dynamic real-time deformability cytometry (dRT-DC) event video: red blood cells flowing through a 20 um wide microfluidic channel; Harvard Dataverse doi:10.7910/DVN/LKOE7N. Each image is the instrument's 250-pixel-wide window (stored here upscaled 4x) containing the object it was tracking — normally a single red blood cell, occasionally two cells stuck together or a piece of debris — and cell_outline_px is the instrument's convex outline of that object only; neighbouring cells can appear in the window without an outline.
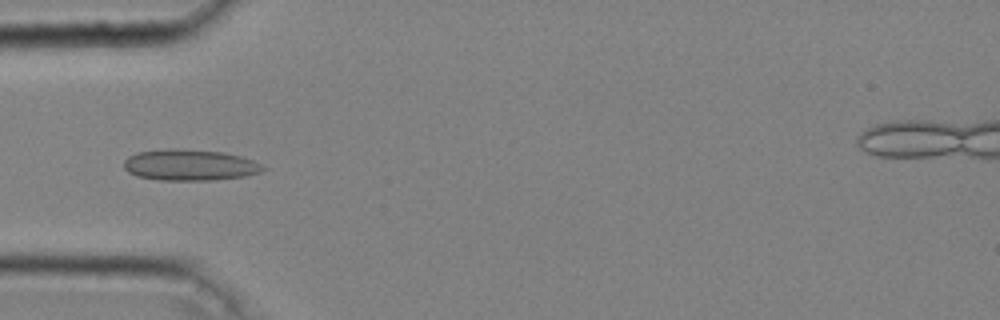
{"species": "common noctule bat (a hibernating species)", "species_latin": "Nyctalus noctula", "temperature_condition": "cold", "stored_images_in_passage": 42, "camera_frame_rate_fps": 3000, "um_per_image_px": 0.085, "animal": {"sex": "male", "body_mass_g": 20.4}, "frame": {"image": 1, "passage_image": 10, "time_ms": 3.0, "image_size_px": [1000, 320], "cell_outline_px": [[268, 168], [260, 172], [244, 176], [212, 180], [160, 180], [136, 176], [128, 172], [124, 168], [124, 160], [128, 156], [136, 152], [168, 148], [176, 148], [224, 152], [240, 156], [252, 160]], "centroid_in_image_um": [16.1, 14.02], "position_along_channel_um": 68.9, "area_um2": 25.37}}
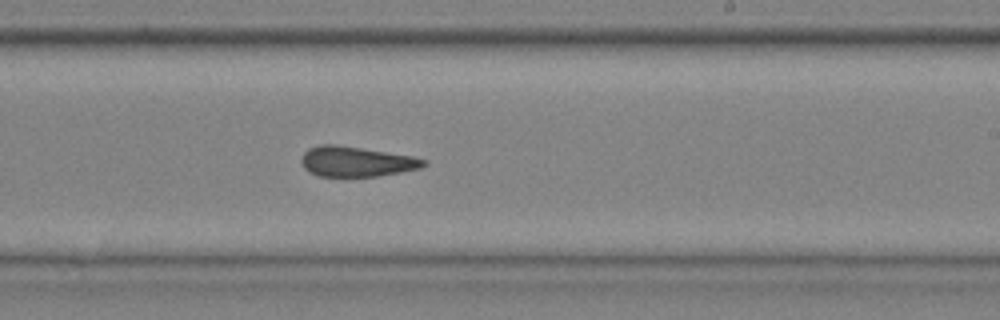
{"frame": {"image": 2, "passage_image": 24, "time_ms": 7.667, "image_size_px": [1000, 320], "cell_outline_px": [[428, 164], [420, 168], [400, 172], [376, 176], [320, 176], [308, 172], [304, 168], [300, 160], [304, 152], [308, 148], [320, 144], [336, 144], [412, 156], [428, 160]], "centroid_in_image_um": [30.27, 13.72], "position_along_channel_um": 258.7, "area_um2": 21.5}}
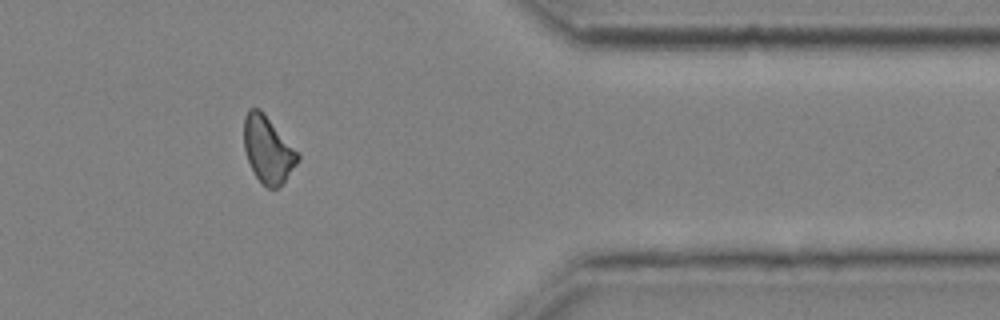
{"frame": {"image": 3, "passage_image": 35, "time_ms": 11.333, "image_size_px": [1000, 320], "cell_outline_px": [[300, 160], [284, 180], [276, 188], [268, 188], [260, 184], [248, 160], [244, 148], [244, 116], [248, 108], [260, 108], [264, 112], [300, 152]], "centroid_in_image_um": [22.79, 12.67], "position_along_channel_um": 388.6, "area_um2": 21.15}, "authors_computed_cell_mechanics": {"area_um2": 21.6172, "velocity_mm_per_s": 4.072, "shape_relaxation_time_tau1_ms": null, "shape_relaxation_time_tau2_ms": 2.7624, "deformation_change_tau1": null, "deformation_change_tau2": 0.0751}}